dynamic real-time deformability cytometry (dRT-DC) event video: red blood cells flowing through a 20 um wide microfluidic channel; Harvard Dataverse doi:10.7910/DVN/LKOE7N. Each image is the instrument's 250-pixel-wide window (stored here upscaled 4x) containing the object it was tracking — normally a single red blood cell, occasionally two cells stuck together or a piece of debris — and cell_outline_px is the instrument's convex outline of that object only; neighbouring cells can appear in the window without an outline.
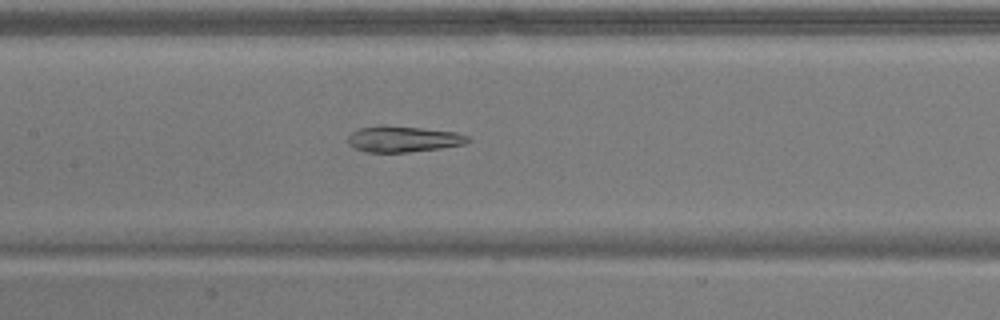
{"species": "common noctule bat (a hibernating species)", "species_latin": "Nyctalus noctula", "temperature_condition": "warm", "stored_images_in_passage": 54, "camera_frame_rate_fps": 3000, "um_per_image_px": 0.085, "animal": {"sex": "male", "body_mass_g": 17.9}, "frame": {"image": 1, "passage_image": 25, "time_ms": 8.0, "image_size_px": [1000, 320], "cell_outline_px": [[472, 140], [464, 144], [440, 148], [408, 152], [364, 152], [348, 144], [348, 136], [352, 132], [360, 128], [380, 124], [384, 124], [456, 132], [468, 136]], "centroid_in_image_um": [34.25, 11.81], "position_along_channel_um": 173.1, "area_um2": 18.26}}
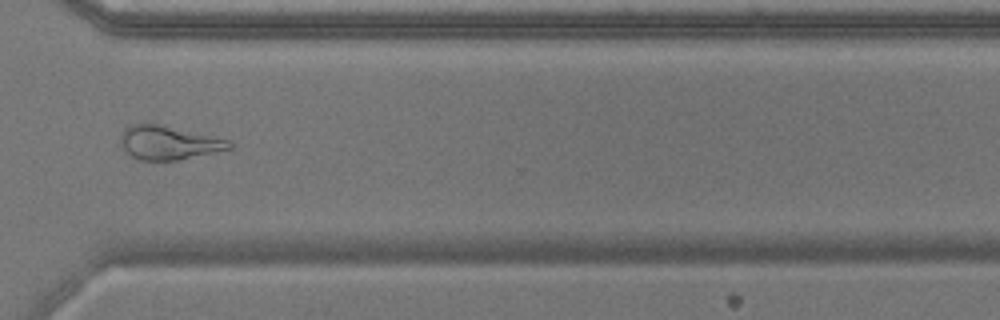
{"frame": {"image": 2, "passage_image": 40, "time_ms": 13.0, "image_size_px": [1000, 320], "cell_outline_px": [[232, 148], [176, 160], [140, 160], [132, 156], [120, 144], [120, 132], [128, 124], [156, 124], [232, 140]], "centroid_in_image_um": [14.3, 12.12], "position_along_channel_um": 356.3, "area_um2": 21.1}}
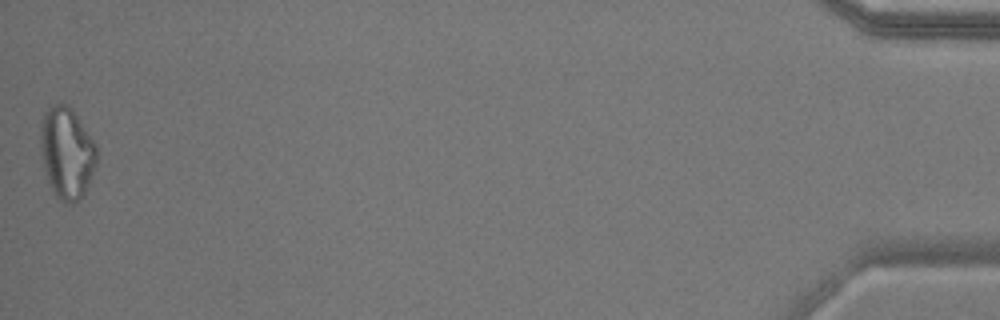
{"frame": {"image": 3, "passage_image": 54, "time_ms": 17.667, "image_size_px": [1000, 320], "cell_outline_px": [[96, 164], [88, 184], [84, 192], [72, 204], [64, 204], [56, 196], [48, 180], [40, 156], [40, 124], [44, 112], [48, 108], [56, 104], [68, 104], [72, 108], [96, 144]], "centroid_in_image_um": [5.65, 12.96], "position_along_channel_um": 429.5, "area_um2": 29.94}, "authors_computed_cell_mechanics": {"area_um2": 24.0737, "velocity_mm_per_s": 3.6703, "shape_relaxation_time_tau1_ms": null, "shape_relaxation_time_tau2_ms": 4.6659, "deformation_change_tau1": null, "deformation_change_tau2": 0.1611}}